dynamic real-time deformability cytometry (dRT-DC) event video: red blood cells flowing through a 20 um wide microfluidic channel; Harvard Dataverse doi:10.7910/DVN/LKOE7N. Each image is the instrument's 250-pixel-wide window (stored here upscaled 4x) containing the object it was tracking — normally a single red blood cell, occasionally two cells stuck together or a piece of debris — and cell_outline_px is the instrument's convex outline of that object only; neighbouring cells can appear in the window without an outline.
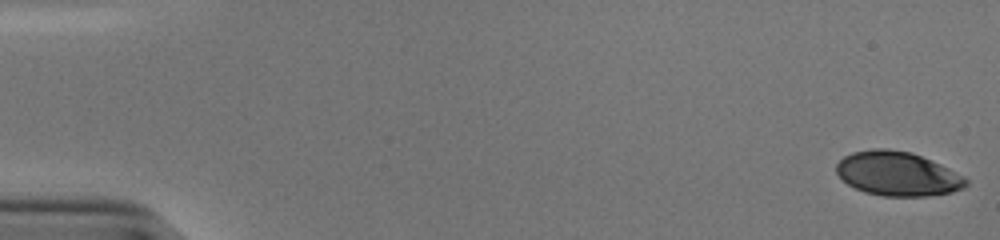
{"species": "human", "species_latin": "Homo sapiens", "temperature_condition": "cold", "stored_images_in_passage": 54, "camera_frame_rate_fps": 3000, "um_per_image_px": 0.085, "donor": {"sex": "male"}, "frame": {"image": 1, "passage_image": 1, "time_ms": 0.0, "image_size_px": [1000, 240], "cell_outline_px": [[968, 184], [964, 188], [952, 192], [928, 196], [884, 196], [864, 192], [848, 184], [836, 172], [836, 164], [844, 156], [852, 152], [872, 148], [888, 148], [912, 152], [940, 164], [964, 176], [968, 180]], "centroid_in_image_um": [76.3, 14.76], "position_along_channel_um": 8.7, "area_um2": 33.47}}
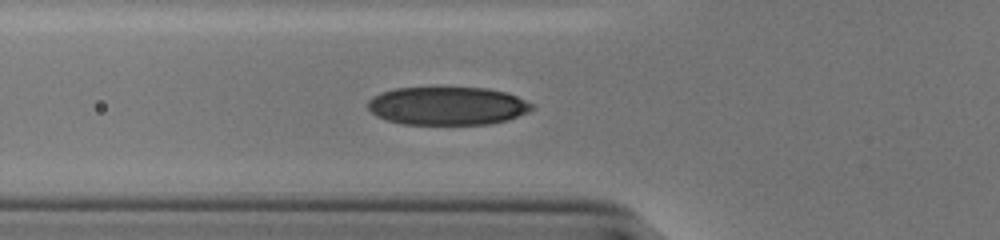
{"frame": {"image": 2, "passage_image": 20, "time_ms": 6.333, "image_size_px": [1000, 240], "cell_outline_px": [[536, 108], [528, 112], [508, 120], [488, 124], [400, 124], [376, 116], [368, 108], [368, 100], [372, 96], [396, 88], [488, 88], [504, 92], [516, 96], [532, 104]], "centroid_in_image_um": [38.03, 9.01], "position_along_channel_um": 87.8, "area_um2": 36.41}}
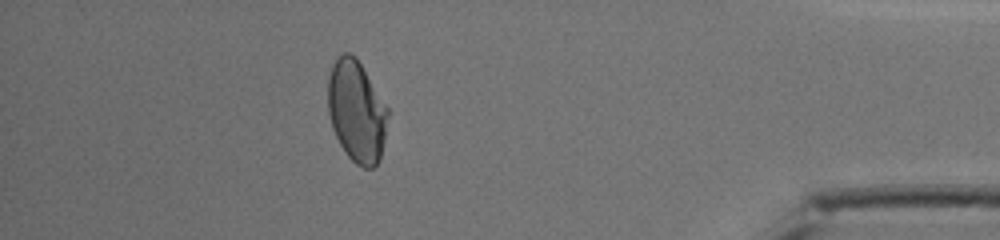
{"frame": {"image": 3, "passage_image": 48, "time_ms": 15.667, "image_size_px": [1000, 240], "cell_outline_px": [[388, 116], [384, 140], [380, 160], [372, 168], [364, 168], [356, 164], [348, 156], [340, 144], [332, 128], [328, 112], [328, 76], [332, 64], [344, 52], [348, 52], [360, 64], [388, 108]], "centroid_in_image_um": [30.3, 9.5], "position_along_channel_um": 404.9, "area_um2": 35.08}, "authors_computed_cell_mechanics": {"area_um2": 35.8938, "velocity_mm_per_s": 3.8429, "shape_relaxation_time_tau1_ms": 7.6373, "shape_relaxation_time_tau2_ms": 1.256, "deformation_change_tau1": 0.2237, "deformation_change_tau2": 0.054}}